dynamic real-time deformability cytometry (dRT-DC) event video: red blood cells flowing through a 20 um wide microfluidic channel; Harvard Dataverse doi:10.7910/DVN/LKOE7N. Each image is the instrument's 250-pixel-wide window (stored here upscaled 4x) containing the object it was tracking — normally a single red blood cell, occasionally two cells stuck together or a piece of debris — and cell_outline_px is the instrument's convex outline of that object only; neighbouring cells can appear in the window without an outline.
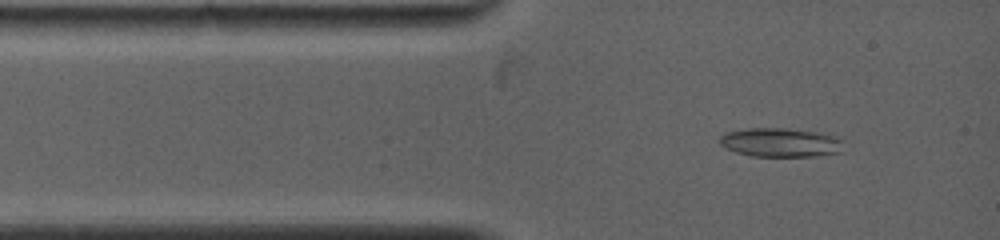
{"species": "common noctule bat (a hibernating species)", "species_latin": "Nyctalus noctula", "temperature_condition": "warm", "stored_images_in_passage": 42, "camera_frame_rate_fps": 5000, "um_per_image_px": 0.085, "animal": {"sex": "female", "body_mass_g": 19.0, "forearm_length_mm": 53.3}, "frame": {"image": 1, "passage_image": 3, "time_ms": 0.8, "image_size_px": [1000, 240], "cell_outline_px": [[844, 152], [816, 156], [752, 156], [736, 152], [720, 144], [720, 136], [724, 132], [744, 128], [788, 128], [820, 132], [836, 136], [844, 140]], "centroid_in_image_um": [66.41, 12.1], "position_along_channel_um": 18.6, "area_um2": 21.33}}
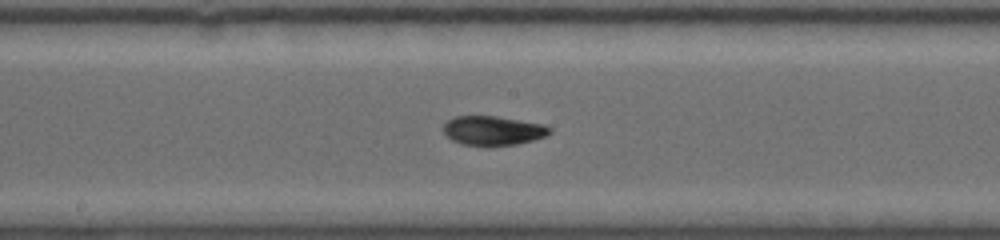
{"frame": {"image": 2, "passage_image": 20, "time_ms": 6.0, "image_size_px": [1000, 240], "cell_outline_px": [[552, 132], [544, 136], [532, 140], [516, 144], [460, 144], [452, 140], [440, 128], [448, 120], [456, 116], [496, 116], [544, 124], [552, 128]], "centroid_in_image_um": [41.9, 11.07], "position_along_channel_um": 206.3, "area_um2": 17.8}}
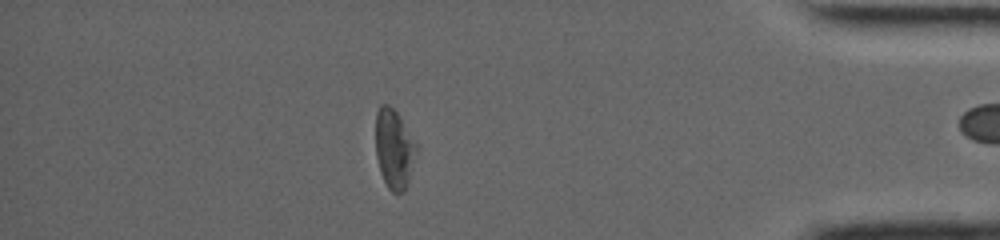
{"frame": {"image": 3, "passage_image": 41, "time_ms": 12.0, "image_size_px": [1000, 240], "cell_outline_px": [[416, 152], [408, 180], [404, 192], [392, 192], [388, 188], [380, 172], [376, 156], [376, 112], [380, 104], [388, 104], [396, 112], [416, 144]], "centroid_in_image_um": [33.46, 12.65], "position_along_channel_um": 401.7, "area_um2": 18.38}}